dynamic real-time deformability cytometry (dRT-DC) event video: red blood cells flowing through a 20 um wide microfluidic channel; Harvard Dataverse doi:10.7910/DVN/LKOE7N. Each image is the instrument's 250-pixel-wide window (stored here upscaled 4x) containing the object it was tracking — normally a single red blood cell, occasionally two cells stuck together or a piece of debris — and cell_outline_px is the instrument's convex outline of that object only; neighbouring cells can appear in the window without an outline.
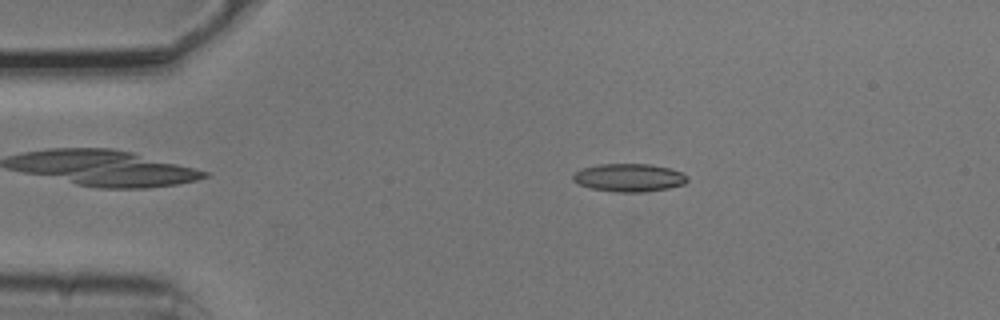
{"species": "common noctule bat (a hibernating species)", "species_latin": "Nyctalus noctula", "temperature_condition": "cold", "stored_images_in_passage": 5, "camera_frame_rate_fps": 3000, "um_per_image_px": 0.085, "animal": {"sex": "male", "body_mass_g": 20.5, "forearm_length_mm": 52.5}, "frame": {"image": 1, "passage_image": 2, "time_ms": 0.333, "image_size_px": [1000, 320], "cell_outline_px": [[688, 180], [684, 184], [668, 188], [644, 192], [620, 192], [592, 188], [580, 184], [572, 180], [572, 176], [576, 172], [584, 168], [600, 164], [652, 164], [668, 168], [680, 172], [688, 176]], "centroid_in_image_um": [53.49, 15.1], "position_along_channel_um": 31.5, "area_um2": 18.44}}
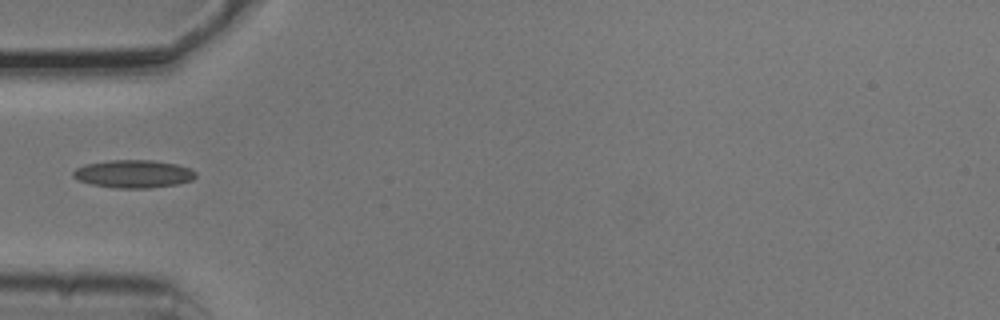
{"frame": {"image": 2, "passage_image": 4, "time_ms": 1.0, "image_size_px": [1000, 320], "cell_outline_px": [[196, 176], [192, 180], [176, 184], [148, 188], [116, 188], [92, 184], [80, 180], [72, 176], [72, 172], [76, 168], [84, 164], [112, 160], [152, 160], [176, 164], [192, 168], [196, 172]], "centroid_in_image_um": [11.36, 14.77], "position_along_channel_um": 73.6, "area_um2": 19.88}}
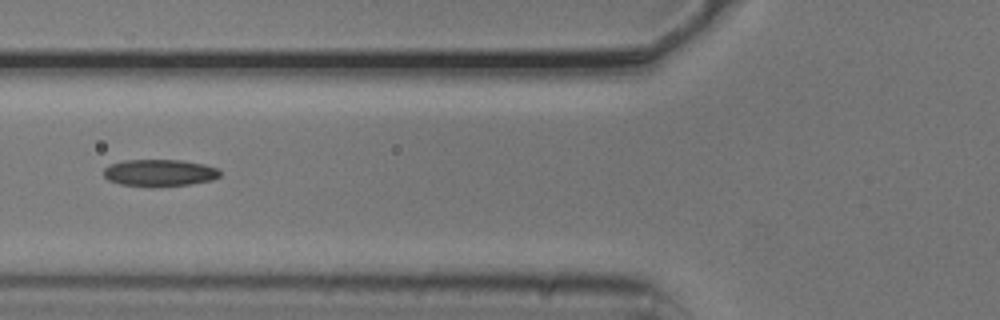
{"frame": {"image": 3, "passage_image": 5, "time_ms": 1.333, "image_size_px": [1000, 320], "cell_outline_px": [[220, 176], [212, 180], [192, 184], [152, 188], [120, 184], [108, 180], [104, 176], [104, 168], [108, 164], [124, 160], [180, 160], [204, 164], [216, 168], [220, 172]], "centroid_in_image_um": [13.53, 14.71], "position_along_channel_um": 112.3, "area_um2": 18.61}}